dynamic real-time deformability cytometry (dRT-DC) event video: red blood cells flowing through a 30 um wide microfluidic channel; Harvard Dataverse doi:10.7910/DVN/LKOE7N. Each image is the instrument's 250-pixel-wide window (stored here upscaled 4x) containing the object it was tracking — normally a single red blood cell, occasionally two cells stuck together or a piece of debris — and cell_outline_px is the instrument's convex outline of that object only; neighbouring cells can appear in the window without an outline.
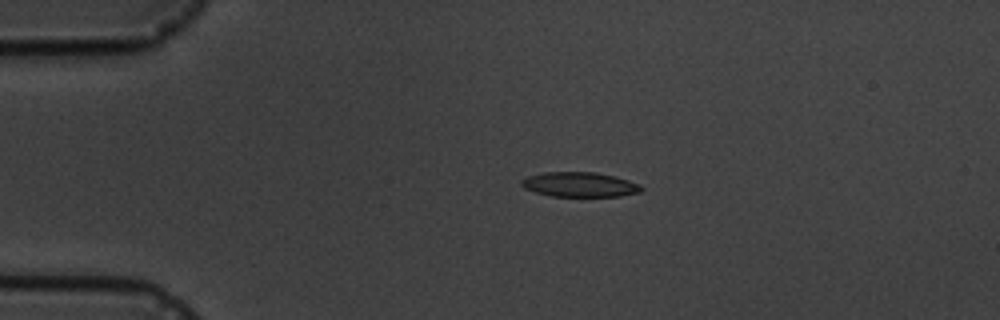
{"species": "common noctule bat (a hibernating species)", "species_latin": "Nyctalus noctula", "temperature_condition": "cold", "stored_images_in_passage": 17, "camera_frame_rate_fps": 3000, "um_per_image_px": 0.085, "animal": {"sex": "male", "body_mass_g": 19.5, "forearm_length_mm": 54.6}, "frame": {"image": 1, "passage_image": 4, "time_ms": 3.667, "image_size_px": [1000, 320], "cell_outline_px": [[644, 188], [640, 192], [620, 196], [552, 196], [536, 192], [524, 188], [520, 184], [520, 180], [528, 176], [544, 172], [596, 172], [628, 180], [640, 184]], "centroid_in_image_um": [49.26, 15.68], "position_along_channel_um": 35.7, "area_um2": 17.22}}
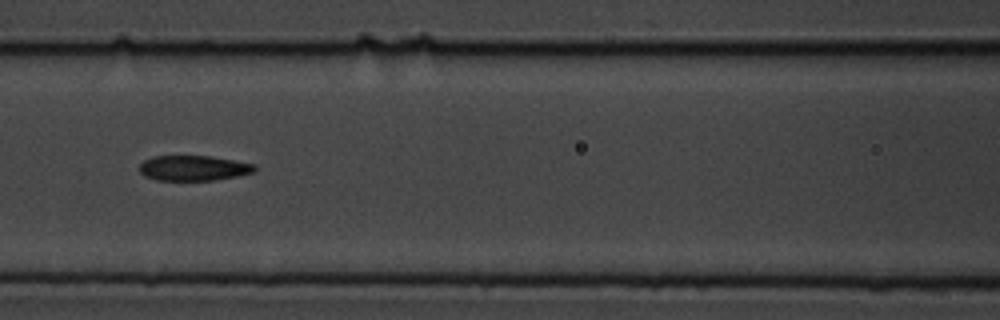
{"frame": {"image": 2, "passage_image": 8, "time_ms": 8.0, "image_size_px": [1000, 320], "cell_outline_px": [[256, 172], [216, 180], [156, 180], [144, 176], [140, 172], [140, 164], [144, 160], [156, 156], [208, 156], [256, 164]], "centroid_in_image_um": [16.46, 14.29], "position_along_channel_um": 150.1, "area_um2": 16.88}}
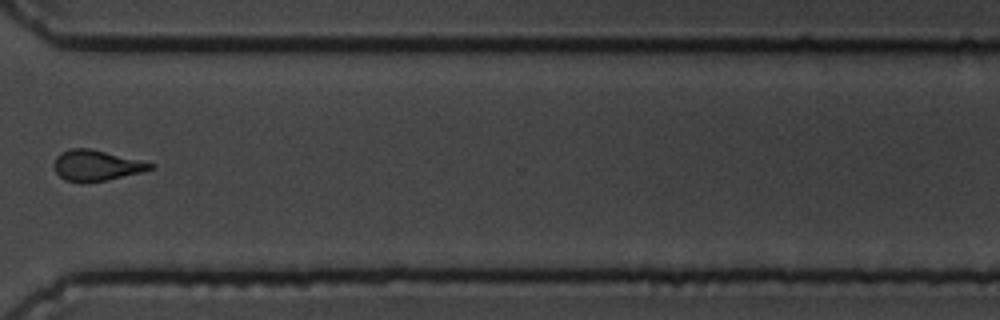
{"frame": {"image": 3, "passage_image": 13, "time_ms": 14.0, "image_size_px": [1000, 320], "cell_outline_px": [[156, 168], [140, 172], [104, 180], [64, 180], [56, 172], [56, 156], [60, 152], [68, 148], [92, 148], [156, 164]], "centroid_in_image_um": [8.23, 14.01], "position_along_channel_um": 362.4, "area_um2": 16.7}, "authors_computed_cell_mechanics": {"area_um2": 17.2822, "velocity_mm_per_s": 3.5498, "shape_relaxation_time_tau1_ms": 6.699, "shape_relaxation_time_tau2_ms": 8.3711, "deformation_change_tau1": 0.1953, "deformation_change_tau2": 0.1584}}